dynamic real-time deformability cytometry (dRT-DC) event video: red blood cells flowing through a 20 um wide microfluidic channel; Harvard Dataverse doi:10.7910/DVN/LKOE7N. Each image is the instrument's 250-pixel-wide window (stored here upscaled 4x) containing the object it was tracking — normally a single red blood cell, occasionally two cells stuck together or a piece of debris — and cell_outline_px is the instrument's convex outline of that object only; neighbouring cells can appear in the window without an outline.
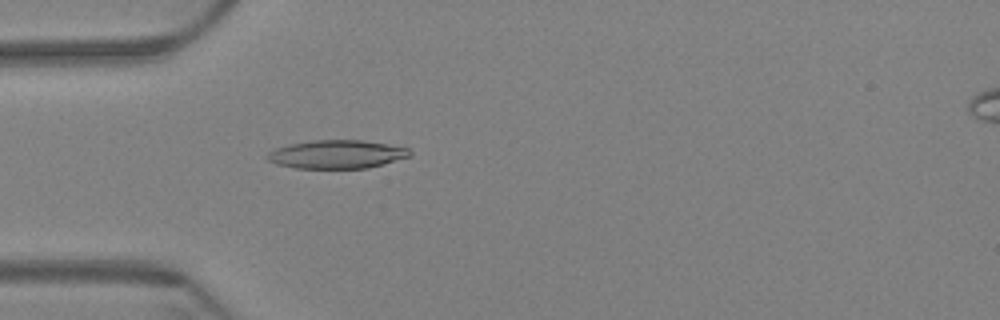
{"species": "Egyptian fruit bat (a non-hibernating species)", "species_latin": "Rousettus aegyptiacus", "temperature_condition": "warm", "stored_images_in_passage": 62, "camera_frame_rate_fps": 3000, "um_per_image_px": 0.085, "animal": {"sex": "female"}, "frame": {"image": 1, "passage_image": 19, "time_ms": 6.0, "image_size_px": [1000, 320], "cell_outline_px": [[412, 156], [368, 168], [296, 168], [276, 164], [268, 160], [268, 152], [276, 148], [288, 144], [312, 140], [360, 140], [388, 144], [408, 148], [412, 152]], "centroid_in_image_um": [28.64, 13.11], "position_along_channel_um": 56.4, "area_um2": 23.58}}
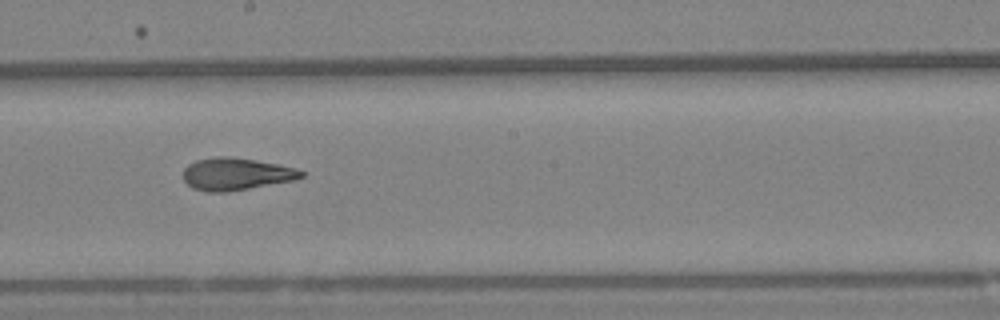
{"frame": {"image": 2, "passage_image": 35, "time_ms": 11.333, "image_size_px": [1000, 320], "cell_outline_px": [[304, 176], [296, 180], [228, 192], [208, 192], [192, 188], [184, 180], [184, 168], [188, 164], [196, 160], [216, 156], [228, 156], [256, 160], [296, 168], [304, 172]], "centroid_in_image_um": [20.07, 14.79], "position_along_channel_um": 228.1, "area_um2": 22.31}}
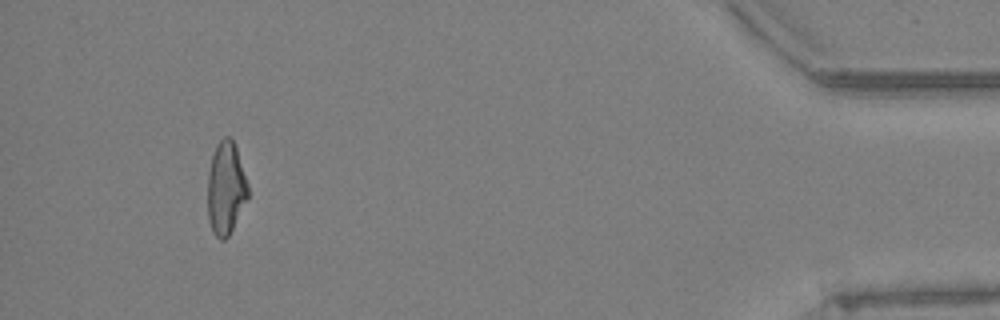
{"frame": {"image": 3, "passage_image": 58, "time_ms": 19.0, "image_size_px": [1000, 320], "cell_outline_px": [[248, 196], [228, 236], [224, 240], [220, 240], [216, 236], [208, 220], [208, 172], [212, 156], [216, 144], [224, 136], [228, 136], [232, 140], [236, 148], [248, 184]], "centroid_in_image_um": [19.18, 15.98], "position_along_channel_um": 416.0, "area_um2": 21.44}, "authors_computed_cell_mechanics": {"area_um2": 22.542, "velocity_mm_per_s": 3.3341, "shape_relaxation_time_tau1_ms": null, "shape_relaxation_time_tau2_ms": 2.6481, "deformation_change_tau1": null, "deformation_change_tau2": 0.1128}}